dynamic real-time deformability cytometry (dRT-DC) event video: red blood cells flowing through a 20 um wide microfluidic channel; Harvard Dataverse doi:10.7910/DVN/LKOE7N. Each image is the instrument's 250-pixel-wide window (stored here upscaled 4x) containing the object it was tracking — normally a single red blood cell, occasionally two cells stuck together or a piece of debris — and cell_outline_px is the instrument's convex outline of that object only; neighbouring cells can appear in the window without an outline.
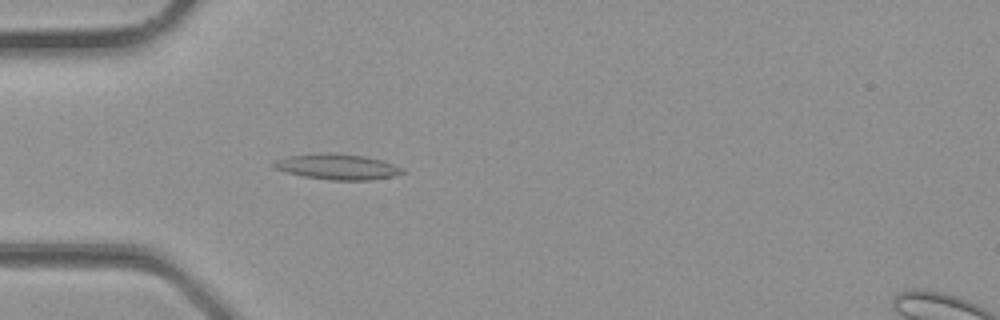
{"species": "common noctule bat (a hibernating species)", "species_latin": "Nyctalus noctula", "temperature_condition": "room temperature", "stored_images_in_passage": 29, "camera_frame_rate_fps": 3000, "um_per_image_px": 0.085, "animal": {"sex": "male", "body_mass_g": 23.1, "forearm_length_mm": 52.7}, "frame": {"image": 1, "passage_image": 6, "time_ms": 1.667, "image_size_px": [1000, 320], "cell_outline_px": [[404, 172], [392, 176], [368, 180], [328, 180], [304, 176], [288, 172], [276, 168], [272, 164], [276, 160], [288, 156], [324, 152], [328, 152], [364, 156], [380, 160], [404, 168]], "centroid_in_image_um": [28.67, 14.17], "position_along_channel_um": 56.3, "area_um2": 18.9}}
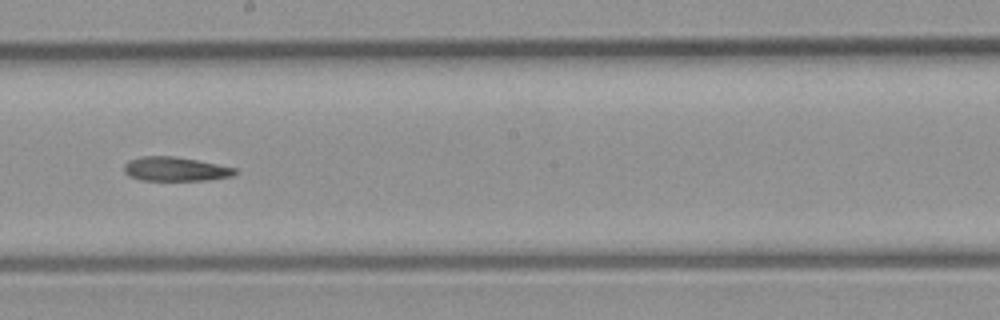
{"frame": {"image": 2, "passage_image": 15, "time_ms": 4.667, "image_size_px": [1000, 320], "cell_outline_px": [[236, 172], [232, 176], [208, 180], [140, 180], [128, 176], [124, 172], [124, 164], [128, 160], [140, 156], [172, 156], [196, 160], [236, 168]], "centroid_in_image_um": [14.85, 14.37], "position_along_channel_um": 233.4, "area_um2": 15.55}}
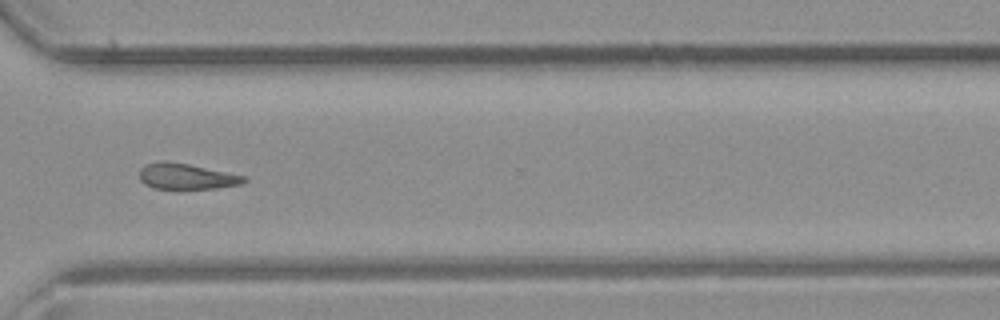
{"frame": {"image": 3, "passage_image": 21, "time_ms": 6.667, "image_size_px": [1000, 320], "cell_outline_px": [[248, 180], [240, 184], [216, 188], [152, 188], [144, 184], [140, 180], [140, 168], [144, 164], [160, 160], [168, 160], [188, 164], [244, 176]], "centroid_in_image_um": [15.77, 14.97], "position_along_channel_um": 354.8, "area_um2": 15.61}}